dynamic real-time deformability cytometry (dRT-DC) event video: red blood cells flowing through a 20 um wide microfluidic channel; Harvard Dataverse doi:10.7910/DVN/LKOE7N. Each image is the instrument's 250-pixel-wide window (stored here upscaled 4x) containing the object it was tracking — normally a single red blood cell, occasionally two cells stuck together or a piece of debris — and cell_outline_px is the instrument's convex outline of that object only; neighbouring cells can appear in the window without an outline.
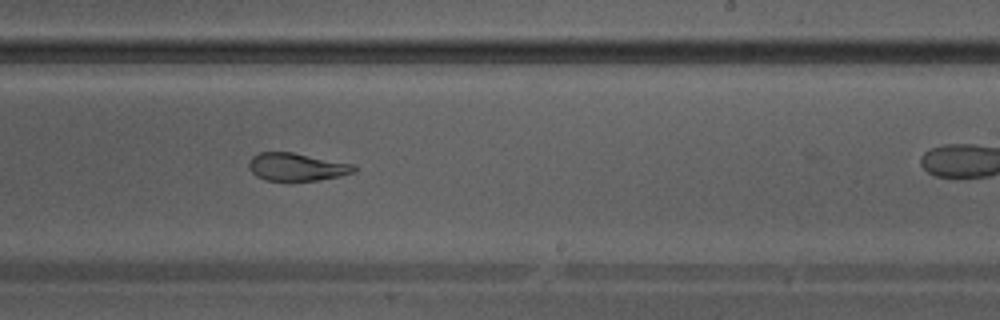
{"species": "Egyptian fruit bat (a non-hibernating species)", "species_latin": "Rousettus aegyptiacus", "temperature_condition": "warm", "stored_images_in_passage": 38, "camera_frame_rate_fps": 3000, "um_per_image_px": 0.085, "animal": {"sex": "male"}, "frame": {"image": 1, "passage_image": 22, "time_ms": 7.0, "image_size_px": [1000, 320], "cell_outline_px": [[356, 172], [340, 176], [316, 180], [264, 180], [256, 176], [248, 168], [248, 160], [252, 156], [260, 152], [292, 152], [356, 164]], "centroid_in_image_um": [25.22, 14.18], "position_along_channel_um": 263.8, "area_um2": 17.17}}